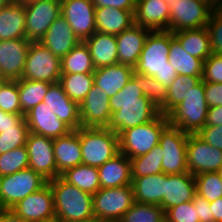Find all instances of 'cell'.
Wrapping results in <instances>:
<instances>
[{"label": "cell", "mask_w": 222, "mask_h": 222, "mask_svg": "<svg viewBox=\"0 0 222 222\" xmlns=\"http://www.w3.org/2000/svg\"><path fill=\"white\" fill-rule=\"evenodd\" d=\"M109 96L103 89L93 84L79 104L82 127H107L111 119Z\"/></svg>", "instance_id": "obj_17"}, {"label": "cell", "mask_w": 222, "mask_h": 222, "mask_svg": "<svg viewBox=\"0 0 222 222\" xmlns=\"http://www.w3.org/2000/svg\"><path fill=\"white\" fill-rule=\"evenodd\" d=\"M25 5L11 0L0 9V41L25 38Z\"/></svg>", "instance_id": "obj_27"}, {"label": "cell", "mask_w": 222, "mask_h": 222, "mask_svg": "<svg viewBox=\"0 0 222 222\" xmlns=\"http://www.w3.org/2000/svg\"><path fill=\"white\" fill-rule=\"evenodd\" d=\"M48 183L31 168L0 177V209H11L16 203Z\"/></svg>", "instance_id": "obj_8"}, {"label": "cell", "mask_w": 222, "mask_h": 222, "mask_svg": "<svg viewBox=\"0 0 222 222\" xmlns=\"http://www.w3.org/2000/svg\"><path fill=\"white\" fill-rule=\"evenodd\" d=\"M31 41L26 38L0 41V76L21 79Z\"/></svg>", "instance_id": "obj_18"}, {"label": "cell", "mask_w": 222, "mask_h": 222, "mask_svg": "<svg viewBox=\"0 0 222 222\" xmlns=\"http://www.w3.org/2000/svg\"><path fill=\"white\" fill-rule=\"evenodd\" d=\"M189 133L181 131L178 127L167 125L159 140L161 147L162 172L169 174H182L188 172L187 167V140Z\"/></svg>", "instance_id": "obj_9"}, {"label": "cell", "mask_w": 222, "mask_h": 222, "mask_svg": "<svg viewBox=\"0 0 222 222\" xmlns=\"http://www.w3.org/2000/svg\"><path fill=\"white\" fill-rule=\"evenodd\" d=\"M0 222H27L10 209H0Z\"/></svg>", "instance_id": "obj_56"}, {"label": "cell", "mask_w": 222, "mask_h": 222, "mask_svg": "<svg viewBox=\"0 0 222 222\" xmlns=\"http://www.w3.org/2000/svg\"><path fill=\"white\" fill-rule=\"evenodd\" d=\"M119 222H166L165 211L160 205L135 202Z\"/></svg>", "instance_id": "obj_41"}, {"label": "cell", "mask_w": 222, "mask_h": 222, "mask_svg": "<svg viewBox=\"0 0 222 222\" xmlns=\"http://www.w3.org/2000/svg\"><path fill=\"white\" fill-rule=\"evenodd\" d=\"M132 78L137 82V85L143 91V94L160 109V112L165 115V98L167 89L158 82L154 77L145 76L138 73H133Z\"/></svg>", "instance_id": "obj_40"}, {"label": "cell", "mask_w": 222, "mask_h": 222, "mask_svg": "<svg viewBox=\"0 0 222 222\" xmlns=\"http://www.w3.org/2000/svg\"><path fill=\"white\" fill-rule=\"evenodd\" d=\"M95 19L96 31L115 36L135 24L134 10L112 7L95 8Z\"/></svg>", "instance_id": "obj_29"}, {"label": "cell", "mask_w": 222, "mask_h": 222, "mask_svg": "<svg viewBox=\"0 0 222 222\" xmlns=\"http://www.w3.org/2000/svg\"><path fill=\"white\" fill-rule=\"evenodd\" d=\"M217 6H219L220 8H222V0H217Z\"/></svg>", "instance_id": "obj_63"}, {"label": "cell", "mask_w": 222, "mask_h": 222, "mask_svg": "<svg viewBox=\"0 0 222 222\" xmlns=\"http://www.w3.org/2000/svg\"><path fill=\"white\" fill-rule=\"evenodd\" d=\"M97 169L101 188H118L132 184L131 160L121 152Z\"/></svg>", "instance_id": "obj_26"}, {"label": "cell", "mask_w": 222, "mask_h": 222, "mask_svg": "<svg viewBox=\"0 0 222 222\" xmlns=\"http://www.w3.org/2000/svg\"><path fill=\"white\" fill-rule=\"evenodd\" d=\"M167 4H168V6H169V9L171 8V3H174V2H176L177 0H164Z\"/></svg>", "instance_id": "obj_59"}, {"label": "cell", "mask_w": 222, "mask_h": 222, "mask_svg": "<svg viewBox=\"0 0 222 222\" xmlns=\"http://www.w3.org/2000/svg\"><path fill=\"white\" fill-rule=\"evenodd\" d=\"M43 222H61V221L58 218H54V219L43 221Z\"/></svg>", "instance_id": "obj_60"}, {"label": "cell", "mask_w": 222, "mask_h": 222, "mask_svg": "<svg viewBox=\"0 0 222 222\" xmlns=\"http://www.w3.org/2000/svg\"><path fill=\"white\" fill-rule=\"evenodd\" d=\"M167 125V116L161 113L152 121L122 131L118 135L119 151L129 159L147 154L159 144L160 135Z\"/></svg>", "instance_id": "obj_6"}, {"label": "cell", "mask_w": 222, "mask_h": 222, "mask_svg": "<svg viewBox=\"0 0 222 222\" xmlns=\"http://www.w3.org/2000/svg\"><path fill=\"white\" fill-rule=\"evenodd\" d=\"M95 68L118 64V46L115 35L96 31L86 39Z\"/></svg>", "instance_id": "obj_30"}, {"label": "cell", "mask_w": 222, "mask_h": 222, "mask_svg": "<svg viewBox=\"0 0 222 222\" xmlns=\"http://www.w3.org/2000/svg\"><path fill=\"white\" fill-rule=\"evenodd\" d=\"M132 186L135 202L161 206L165 188V173L132 177Z\"/></svg>", "instance_id": "obj_31"}, {"label": "cell", "mask_w": 222, "mask_h": 222, "mask_svg": "<svg viewBox=\"0 0 222 222\" xmlns=\"http://www.w3.org/2000/svg\"><path fill=\"white\" fill-rule=\"evenodd\" d=\"M166 222H199L193 202H185L169 208L165 212Z\"/></svg>", "instance_id": "obj_47"}, {"label": "cell", "mask_w": 222, "mask_h": 222, "mask_svg": "<svg viewBox=\"0 0 222 222\" xmlns=\"http://www.w3.org/2000/svg\"><path fill=\"white\" fill-rule=\"evenodd\" d=\"M61 15L81 42L96 32L95 5L91 0H61Z\"/></svg>", "instance_id": "obj_16"}, {"label": "cell", "mask_w": 222, "mask_h": 222, "mask_svg": "<svg viewBox=\"0 0 222 222\" xmlns=\"http://www.w3.org/2000/svg\"><path fill=\"white\" fill-rule=\"evenodd\" d=\"M95 8L112 7L122 10H135L136 0H91Z\"/></svg>", "instance_id": "obj_52"}, {"label": "cell", "mask_w": 222, "mask_h": 222, "mask_svg": "<svg viewBox=\"0 0 222 222\" xmlns=\"http://www.w3.org/2000/svg\"><path fill=\"white\" fill-rule=\"evenodd\" d=\"M196 194L195 177L191 173L165 174V188L161 207L166 212L173 206L192 201Z\"/></svg>", "instance_id": "obj_22"}, {"label": "cell", "mask_w": 222, "mask_h": 222, "mask_svg": "<svg viewBox=\"0 0 222 222\" xmlns=\"http://www.w3.org/2000/svg\"><path fill=\"white\" fill-rule=\"evenodd\" d=\"M150 30L138 25L116 35L118 63L134 67L143 50L144 42Z\"/></svg>", "instance_id": "obj_25"}, {"label": "cell", "mask_w": 222, "mask_h": 222, "mask_svg": "<svg viewBox=\"0 0 222 222\" xmlns=\"http://www.w3.org/2000/svg\"><path fill=\"white\" fill-rule=\"evenodd\" d=\"M204 91L208 107L222 106V83L204 82Z\"/></svg>", "instance_id": "obj_50"}, {"label": "cell", "mask_w": 222, "mask_h": 222, "mask_svg": "<svg viewBox=\"0 0 222 222\" xmlns=\"http://www.w3.org/2000/svg\"><path fill=\"white\" fill-rule=\"evenodd\" d=\"M29 132L52 139L68 134L72 129L59 120L44 102L39 103L24 116Z\"/></svg>", "instance_id": "obj_19"}, {"label": "cell", "mask_w": 222, "mask_h": 222, "mask_svg": "<svg viewBox=\"0 0 222 222\" xmlns=\"http://www.w3.org/2000/svg\"><path fill=\"white\" fill-rule=\"evenodd\" d=\"M61 177L68 183L91 195H94L101 188L99 173L96 167L79 164L67 169L61 174Z\"/></svg>", "instance_id": "obj_34"}, {"label": "cell", "mask_w": 222, "mask_h": 222, "mask_svg": "<svg viewBox=\"0 0 222 222\" xmlns=\"http://www.w3.org/2000/svg\"><path fill=\"white\" fill-rule=\"evenodd\" d=\"M183 49L193 57L205 61L211 54L208 30L205 27L173 32Z\"/></svg>", "instance_id": "obj_33"}, {"label": "cell", "mask_w": 222, "mask_h": 222, "mask_svg": "<svg viewBox=\"0 0 222 222\" xmlns=\"http://www.w3.org/2000/svg\"><path fill=\"white\" fill-rule=\"evenodd\" d=\"M60 76L61 58L40 42H31L21 79L53 84L59 82Z\"/></svg>", "instance_id": "obj_10"}, {"label": "cell", "mask_w": 222, "mask_h": 222, "mask_svg": "<svg viewBox=\"0 0 222 222\" xmlns=\"http://www.w3.org/2000/svg\"><path fill=\"white\" fill-rule=\"evenodd\" d=\"M210 207L214 222H222V197L210 202Z\"/></svg>", "instance_id": "obj_55"}, {"label": "cell", "mask_w": 222, "mask_h": 222, "mask_svg": "<svg viewBox=\"0 0 222 222\" xmlns=\"http://www.w3.org/2000/svg\"><path fill=\"white\" fill-rule=\"evenodd\" d=\"M192 202L195 209H197L199 222H214L210 203L206 199L196 194Z\"/></svg>", "instance_id": "obj_51"}, {"label": "cell", "mask_w": 222, "mask_h": 222, "mask_svg": "<svg viewBox=\"0 0 222 222\" xmlns=\"http://www.w3.org/2000/svg\"><path fill=\"white\" fill-rule=\"evenodd\" d=\"M217 173L219 174V177H220L221 180H222V167L217 171Z\"/></svg>", "instance_id": "obj_62"}, {"label": "cell", "mask_w": 222, "mask_h": 222, "mask_svg": "<svg viewBox=\"0 0 222 222\" xmlns=\"http://www.w3.org/2000/svg\"><path fill=\"white\" fill-rule=\"evenodd\" d=\"M206 28L208 30L211 52L222 55V8L215 6L212 9Z\"/></svg>", "instance_id": "obj_46"}, {"label": "cell", "mask_w": 222, "mask_h": 222, "mask_svg": "<svg viewBox=\"0 0 222 222\" xmlns=\"http://www.w3.org/2000/svg\"><path fill=\"white\" fill-rule=\"evenodd\" d=\"M170 44L171 31H150L134 72L154 77L167 89L178 75L169 63Z\"/></svg>", "instance_id": "obj_2"}, {"label": "cell", "mask_w": 222, "mask_h": 222, "mask_svg": "<svg viewBox=\"0 0 222 222\" xmlns=\"http://www.w3.org/2000/svg\"><path fill=\"white\" fill-rule=\"evenodd\" d=\"M215 6L217 2L195 0H177L171 3L169 31L177 32L205 27Z\"/></svg>", "instance_id": "obj_11"}, {"label": "cell", "mask_w": 222, "mask_h": 222, "mask_svg": "<svg viewBox=\"0 0 222 222\" xmlns=\"http://www.w3.org/2000/svg\"><path fill=\"white\" fill-rule=\"evenodd\" d=\"M10 210L27 222L54 219V194L49 183L20 200Z\"/></svg>", "instance_id": "obj_13"}, {"label": "cell", "mask_w": 222, "mask_h": 222, "mask_svg": "<svg viewBox=\"0 0 222 222\" xmlns=\"http://www.w3.org/2000/svg\"><path fill=\"white\" fill-rule=\"evenodd\" d=\"M87 222H103V221H99V220H97V219H93V220L87 221Z\"/></svg>", "instance_id": "obj_64"}, {"label": "cell", "mask_w": 222, "mask_h": 222, "mask_svg": "<svg viewBox=\"0 0 222 222\" xmlns=\"http://www.w3.org/2000/svg\"><path fill=\"white\" fill-rule=\"evenodd\" d=\"M53 140L52 138L29 132L25 144L29 168L41 174L48 181L61 176L57 172Z\"/></svg>", "instance_id": "obj_15"}, {"label": "cell", "mask_w": 222, "mask_h": 222, "mask_svg": "<svg viewBox=\"0 0 222 222\" xmlns=\"http://www.w3.org/2000/svg\"><path fill=\"white\" fill-rule=\"evenodd\" d=\"M109 103L111 119L107 128L118 135L128 128L152 121L161 114L160 109L143 94L132 77L109 99Z\"/></svg>", "instance_id": "obj_1"}, {"label": "cell", "mask_w": 222, "mask_h": 222, "mask_svg": "<svg viewBox=\"0 0 222 222\" xmlns=\"http://www.w3.org/2000/svg\"><path fill=\"white\" fill-rule=\"evenodd\" d=\"M131 177H141L162 173L161 147L152 148L147 154L131 158Z\"/></svg>", "instance_id": "obj_38"}, {"label": "cell", "mask_w": 222, "mask_h": 222, "mask_svg": "<svg viewBox=\"0 0 222 222\" xmlns=\"http://www.w3.org/2000/svg\"><path fill=\"white\" fill-rule=\"evenodd\" d=\"M53 152L57 172L61 175L67 169L82 164L80 128L53 140Z\"/></svg>", "instance_id": "obj_24"}, {"label": "cell", "mask_w": 222, "mask_h": 222, "mask_svg": "<svg viewBox=\"0 0 222 222\" xmlns=\"http://www.w3.org/2000/svg\"><path fill=\"white\" fill-rule=\"evenodd\" d=\"M50 85L51 83L45 81L18 80L19 101L24 115L43 102Z\"/></svg>", "instance_id": "obj_36"}, {"label": "cell", "mask_w": 222, "mask_h": 222, "mask_svg": "<svg viewBox=\"0 0 222 222\" xmlns=\"http://www.w3.org/2000/svg\"><path fill=\"white\" fill-rule=\"evenodd\" d=\"M25 38L39 42L51 24L61 15V0L25 2Z\"/></svg>", "instance_id": "obj_12"}, {"label": "cell", "mask_w": 222, "mask_h": 222, "mask_svg": "<svg viewBox=\"0 0 222 222\" xmlns=\"http://www.w3.org/2000/svg\"><path fill=\"white\" fill-rule=\"evenodd\" d=\"M207 111L204 82L201 80L166 116L169 125L189 134H197L205 126Z\"/></svg>", "instance_id": "obj_4"}, {"label": "cell", "mask_w": 222, "mask_h": 222, "mask_svg": "<svg viewBox=\"0 0 222 222\" xmlns=\"http://www.w3.org/2000/svg\"><path fill=\"white\" fill-rule=\"evenodd\" d=\"M170 9L164 0H136L135 25L150 31L169 30Z\"/></svg>", "instance_id": "obj_21"}, {"label": "cell", "mask_w": 222, "mask_h": 222, "mask_svg": "<svg viewBox=\"0 0 222 222\" xmlns=\"http://www.w3.org/2000/svg\"><path fill=\"white\" fill-rule=\"evenodd\" d=\"M82 164L100 167L117 155L119 136L107 127H80Z\"/></svg>", "instance_id": "obj_5"}, {"label": "cell", "mask_w": 222, "mask_h": 222, "mask_svg": "<svg viewBox=\"0 0 222 222\" xmlns=\"http://www.w3.org/2000/svg\"><path fill=\"white\" fill-rule=\"evenodd\" d=\"M48 183L54 194L55 218L61 222H87L95 219L93 195L68 183L61 176Z\"/></svg>", "instance_id": "obj_3"}, {"label": "cell", "mask_w": 222, "mask_h": 222, "mask_svg": "<svg viewBox=\"0 0 222 222\" xmlns=\"http://www.w3.org/2000/svg\"><path fill=\"white\" fill-rule=\"evenodd\" d=\"M29 168L26 146L12 149L0 155V177Z\"/></svg>", "instance_id": "obj_43"}, {"label": "cell", "mask_w": 222, "mask_h": 222, "mask_svg": "<svg viewBox=\"0 0 222 222\" xmlns=\"http://www.w3.org/2000/svg\"><path fill=\"white\" fill-rule=\"evenodd\" d=\"M59 83L68 97L80 104L94 84L93 73L61 74Z\"/></svg>", "instance_id": "obj_37"}, {"label": "cell", "mask_w": 222, "mask_h": 222, "mask_svg": "<svg viewBox=\"0 0 222 222\" xmlns=\"http://www.w3.org/2000/svg\"><path fill=\"white\" fill-rule=\"evenodd\" d=\"M24 116L3 112L0 109V133L3 132V129L15 128L24 119Z\"/></svg>", "instance_id": "obj_53"}, {"label": "cell", "mask_w": 222, "mask_h": 222, "mask_svg": "<svg viewBox=\"0 0 222 222\" xmlns=\"http://www.w3.org/2000/svg\"><path fill=\"white\" fill-rule=\"evenodd\" d=\"M195 1H202V2H217V0H195Z\"/></svg>", "instance_id": "obj_61"}, {"label": "cell", "mask_w": 222, "mask_h": 222, "mask_svg": "<svg viewBox=\"0 0 222 222\" xmlns=\"http://www.w3.org/2000/svg\"><path fill=\"white\" fill-rule=\"evenodd\" d=\"M194 177L197 195L209 203L222 197V180L217 172H205Z\"/></svg>", "instance_id": "obj_42"}, {"label": "cell", "mask_w": 222, "mask_h": 222, "mask_svg": "<svg viewBox=\"0 0 222 222\" xmlns=\"http://www.w3.org/2000/svg\"><path fill=\"white\" fill-rule=\"evenodd\" d=\"M43 102L59 120L67 124L72 130L81 127L79 104L68 97L59 82L49 86Z\"/></svg>", "instance_id": "obj_20"}, {"label": "cell", "mask_w": 222, "mask_h": 222, "mask_svg": "<svg viewBox=\"0 0 222 222\" xmlns=\"http://www.w3.org/2000/svg\"><path fill=\"white\" fill-rule=\"evenodd\" d=\"M8 80L3 78L2 76H0V89L2 88V86L7 82Z\"/></svg>", "instance_id": "obj_58"}, {"label": "cell", "mask_w": 222, "mask_h": 222, "mask_svg": "<svg viewBox=\"0 0 222 222\" xmlns=\"http://www.w3.org/2000/svg\"><path fill=\"white\" fill-rule=\"evenodd\" d=\"M95 67L88 46L80 42L61 58V74L93 73Z\"/></svg>", "instance_id": "obj_35"}, {"label": "cell", "mask_w": 222, "mask_h": 222, "mask_svg": "<svg viewBox=\"0 0 222 222\" xmlns=\"http://www.w3.org/2000/svg\"><path fill=\"white\" fill-rule=\"evenodd\" d=\"M39 42L54 55L62 58L81 41L76 36L66 19L60 15L49 27Z\"/></svg>", "instance_id": "obj_23"}, {"label": "cell", "mask_w": 222, "mask_h": 222, "mask_svg": "<svg viewBox=\"0 0 222 222\" xmlns=\"http://www.w3.org/2000/svg\"><path fill=\"white\" fill-rule=\"evenodd\" d=\"M11 0H0V9L5 7Z\"/></svg>", "instance_id": "obj_57"}, {"label": "cell", "mask_w": 222, "mask_h": 222, "mask_svg": "<svg viewBox=\"0 0 222 222\" xmlns=\"http://www.w3.org/2000/svg\"><path fill=\"white\" fill-rule=\"evenodd\" d=\"M28 133L29 128L25 118L15 128L3 129L0 133V155L25 146Z\"/></svg>", "instance_id": "obj_44"}, {"label": "cell", "mask_w": 222, "mask_h": 222, "mask_svg": "<svg viewBox=\"0 0 222 222\" xmlns=\"http://www.w3.org/2000/svg\"><path fill=\"white\" fill-rule=\"evenodd\" d=\"M169 63L178 75L202 77L204 61L188 54L180 42L174 37L172 31Z\"/></svg>", "instance_id": "obj_32"}, {"label": "cell", "mask_w": 222, "mask_h": 222, "mask_svg": "<svg viewBox=\"0 0 222 222\" xmlns=\"http://www.w3.org/2000/svg\"><path fill=\"white\" fill-rule=\"evenodd\" d=\"M187 167L193 176L205 172H217L222 167V150L209 145L197 134H189Z\"/></svg>", "instance_id": "obj_14"}, {"label": "cell", "mask_w": 222, "mask_h": 222, "mask_svg": "<svg viewBox=\"0 0 222 222\" xmlns=\"http://www.w3.org/2000/svg\"><path fill=\"white\" fill-rule=\"evenodd\" d=\"M19 1L25 3V2H31V1H34V0H19Z\"/></svg>", "instance_id": "obj_65"}, {"label": "cell", "mask_w": 222, "mask_h": 222, "mask_svg": "<svg viewBox=\"0 0 222 222\" xmlns=\"http://www.w3.org/2000/svg\"><path fill=\"white\" fill-rule=\"evenodd\" d=\"M197 135L209 145L222 150V125L204 126Z\"/></svg>", "instance_id": "obj_49"}, {"label": "cell", "mask_w": 222, "mask_h": 222, "mask_svg": "<svg viewBox=\"0 0 222 222\" xmlns=\"http://www.w3.org/2000/svg\"><path fill=\"white\" fill-rule=\"evenodd\" d=\"M201 78L202 77L177 75L171 85L167 88L165 115L186 98L192 88L202 80Z\"/></svg>", "instance_id": "obj_39"}, {"label": "cell", "mask_w": 222, "mask_h": 222, "mask_svg": "<svg viewBox=\"0 0 222 222\" xmlns=\"http://www.w3.org/2000/svg\"><path fill=\"white\" fill-rule=\"evenodd\" d=\"M93 214L103 222H119L135 203L133 186L100 188L93 195Z\"/></svg>", "instance_id": "obj_7"}, {"label": "cell", "mask_w": 222, "mask_h": 222, "mask_svg": "<svg viewBox=\"0 0 222 222\" xmlns=\"http://www.w3.org/2000/svg\"><path fill=\"white\" fill-rule=\"evenodd\" d=\"M222 125V106L208 107L205 126Z\"/></svg>", "instance_id": "obj_54"}, {"label": "cell", "mask_w": 222, "mask_h": 222, "mask_svg": "<svg viewBox=\"0 0 222 222\" xmlns=\"http://www.w3.org/2000/svg\"><path fill=\"white\" fill-rule=\"evenodd\" d=\"M133 73V67L126 64L99 67L93 72L94 84L111 98L129 82Z\"/></svg>", "instance_id": "obj_28"}, {"label": "cell", "mask_w": 222, "mask_h": 222, "mask_svg": "<svg viewBox=\"0 0 222 222\" xmlns=\"http://www.w3.org/2000/svg\"><path fill=\"white\" fill-rule=\"evenodd\" d=\"M0 109L3 112L24 115L19 101L18 80H8L0 89Z\"/></svg>", "instance_id": "obj_45"}, {"label": "cell", "mask_w": 222, "mask_h": 222, "mask_svg": "<svg viewBox=\"0 0 222 222\" xmlns=\"http://www.w3.org/2000/svg\"><path fill=\"white\" fill-rule=\"evenodd\" d=\"M202 81L222 83V55L212 53L203 64Z\"/></svg>", "instance_id": "obj_48"}]
</instances>
